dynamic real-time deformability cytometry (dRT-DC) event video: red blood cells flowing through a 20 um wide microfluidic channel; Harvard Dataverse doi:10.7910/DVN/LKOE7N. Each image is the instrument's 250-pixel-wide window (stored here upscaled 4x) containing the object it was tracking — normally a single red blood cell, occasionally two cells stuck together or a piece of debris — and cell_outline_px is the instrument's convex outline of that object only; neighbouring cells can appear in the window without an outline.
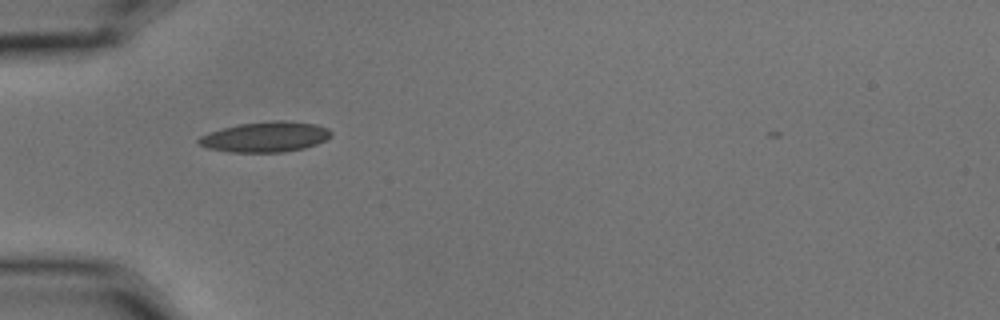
{"species": "common noctule bat (a hibernating species)", "species_latin": "Nyctalus noctula", "temperature_condition": "cold", "stored_images_in_passage": 11, "camera_frame_rate_fps": 3000, "um_per_image_px": 0.085, "animal": {"sex": "male", "body_mass_g": 15.6}, "frame": {"image": 1, "passage_image": 1, "time_ms": 0.0, "image_size_px": [1000, 320], "cell_outline_px": [[332, 136], [316, 144], [304, 148], [284, 152], [232, 152], [208, 148], [200, 144], [196, 140], [200, 136], [208, 132], [240, 124], [272, 120], [284, 120], [316, 124], [328, 128], [332, 132]], "centroid_in_image_um": [22.58, 11.63], "position_along_channel_um": 62.4, "area_um2": 23.35}}
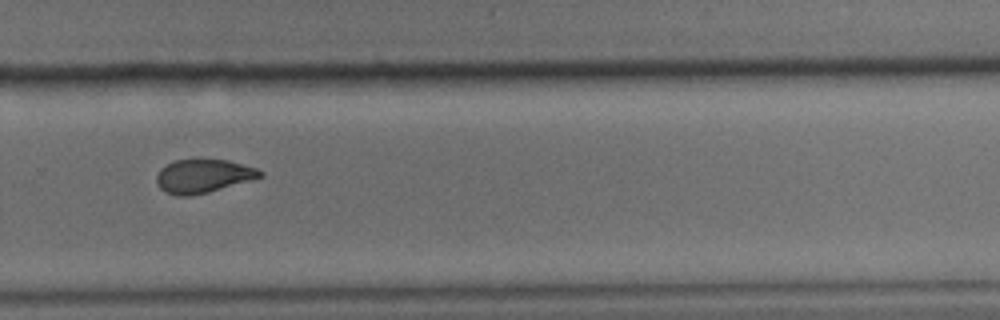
{"frame": {"image": 2, "passage_image": 7, "time_ms": 2.0, "image_size_px": [1000, 320], "cell_outline_px": [[264, 176], [208, 192], [188, 196], [176, 196], [164, 192], [160, 188], [156, 180], [156, 176], [160, 168], [176, 160], [196, 156], [228, 160], [256, 168], [264, 172]], "centroid_in_image_um": [17.25, 14.92], "position_along_channel_um": 312.6, "area_um2": 20.81}}
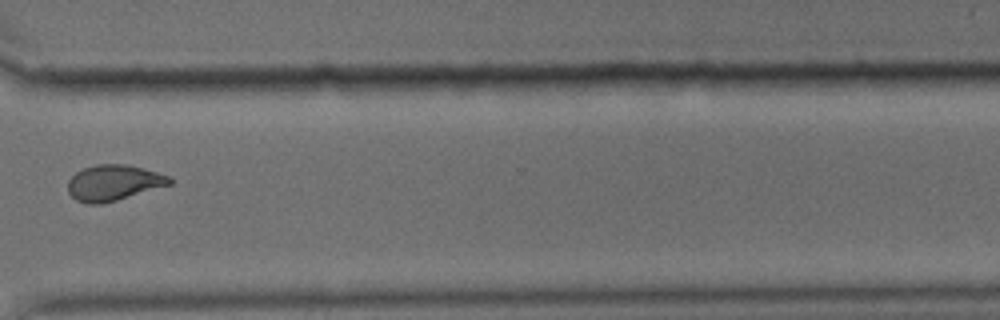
{"frame": {"image": 3, "passage_image": 8, "time_ms": 2.333, "image_size_px": [1000, 320], "cell_outline_px": [[172, 184], [116, 200], [100, 204], [88, 204], [76, 200], [68, 192], [68, 180], [76, 172], [84, 168], [96, 164], [124, 164], [144, 168], [172, 176]], "centroid_in_image_um": [9.67, 15.52], "position_along_channel_um": 360.9, "area_um2": 21.21}}